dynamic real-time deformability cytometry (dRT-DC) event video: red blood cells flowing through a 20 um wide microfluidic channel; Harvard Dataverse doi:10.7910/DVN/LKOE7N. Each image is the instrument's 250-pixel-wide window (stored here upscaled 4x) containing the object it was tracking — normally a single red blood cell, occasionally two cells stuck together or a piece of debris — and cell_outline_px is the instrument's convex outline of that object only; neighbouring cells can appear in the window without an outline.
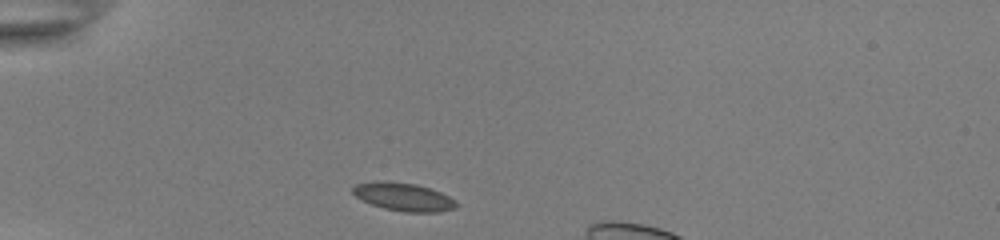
{"species": "common noctule bat (a hibernating species)", "species_latin": "Nyctalus noctula", "temperature_condition": "room temperature", "stored_images_in_passage": 39, "camera_frame_rate_fps": 3000, "um_per_image_px": 0.085, "animal": {"sex": "female", "body_mass_g": 22.0, "forearm_length_mm": 56.7}, "frame": {"image": 1, "passage_image": 1, "time_ms": 0.0, "image_size_px": [1000, 240], "cell_outline_px": [[460, 204], [456, 208], [436, 212], [404, 212], [384, 208], [372, 204], [356, 196], [352, 192], [352, 188], [356, 184], [376, 180], [384, 180], [416, 184], [440, 192], [456, 200]], "centroid_in_image_um": [34.31, 16.72], "position_along_channel_um": 50.7, "area_um2": 16.99}}
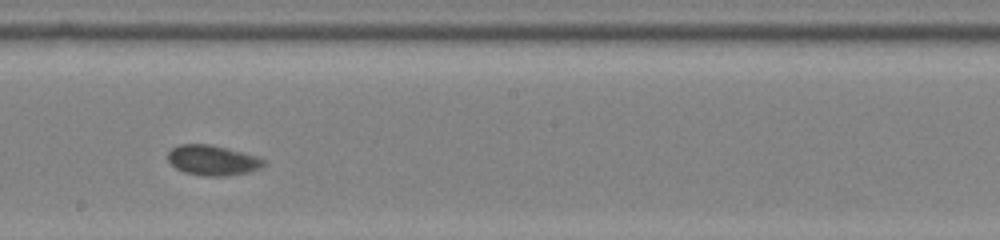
{"frame": {"image": 2, "passage_image": 17, "time_ms": 5.333, "image_size_px": [1000, 240], "cell_outline_px": [[264, 164], [260, 168], [248, 172], [224, 176], [208, 176], [184, 172], [176, 168], [168, 160], [168, 152], [172, 148], [180, 144], [208, 144], [256, 156], [264, 160]], "centroid_in_image_um": [18.04, 13.63], "position_along_channel_um": 230.2, "area_um2": 16.47}}
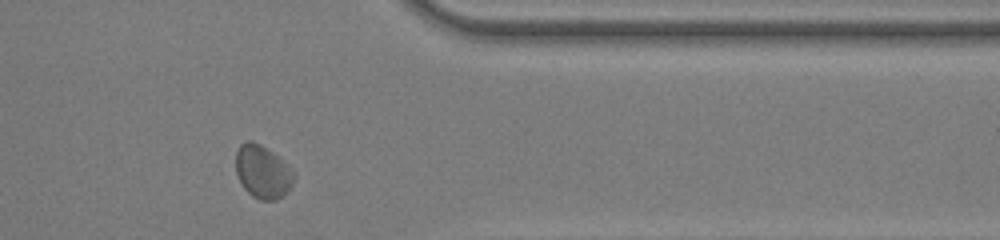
{"frame": {"image": 3, "passage_image": 30, "time_ms": 9.667, "image_size_px": [1000, 240], "cell_outline_px": [[296, 176], [292, 184], [276, 200], [260, 200], [252, 196], [244, 188], [236, 172], [236, 152], [240, 144], [244, 140], [252, 140], [260, 144], [272, 152], [288, 164]], "centroid_in_image_um": [22.31, 14.57], "position_along_channel_um": 389.1, "area_um2": 17.86}, "authors_computed_cell_mechanics": {"area_um2": 16.8776, "velocity_mm_per_s": 3.8215, "shape_relaxation_time_tau1_ms": 3.466, "shape_relaxation_time_tau2_ms": 1.2867, "deformation_change_tau1": 0.0613, "deformation_change_tau2": 0.0356}}